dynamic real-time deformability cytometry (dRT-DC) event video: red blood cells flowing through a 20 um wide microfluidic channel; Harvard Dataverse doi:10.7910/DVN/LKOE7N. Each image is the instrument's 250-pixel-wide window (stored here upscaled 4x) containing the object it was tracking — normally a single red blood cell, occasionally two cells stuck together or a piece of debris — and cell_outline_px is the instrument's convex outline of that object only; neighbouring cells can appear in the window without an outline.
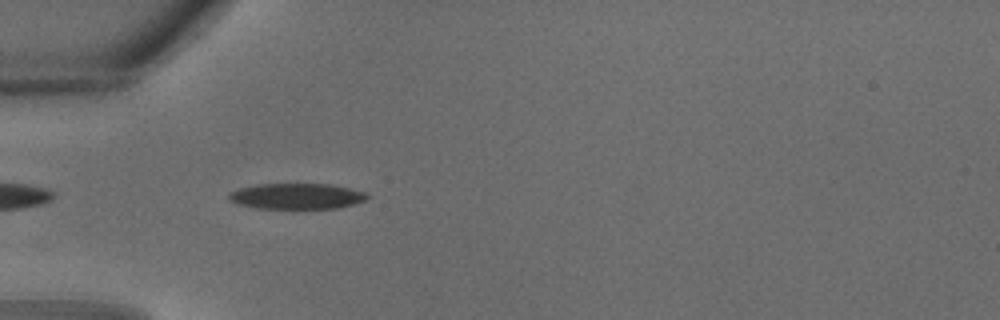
{"species": "common noctule bat (a hibernating species)", "species_latin": "Nyctalus noctula", "temperature_condition": "warm", "stored_images_in_passage": 23, "camera_frame_rate_fps": 3000, "um_per_image_px": 0.085, "animal": {"sex": "male", "body_mass_g": 18.8}, "frame": {"image": 1, "passage_image": 1, "time_ms": 0.0, "image_size_px": [1000, 320], "cell_outline_px": [[368, 200], [336, 208], [292, 212], [256, 208], [240, 204], [228, 200], [228, 192], [240, 188], [256, 184], [332, 184], [364, 192], [368, 196]], "centroid_in_image_um": [25.18, 16.73], "position_along_channel_um": 59.8, "area_um2": 21.79}}
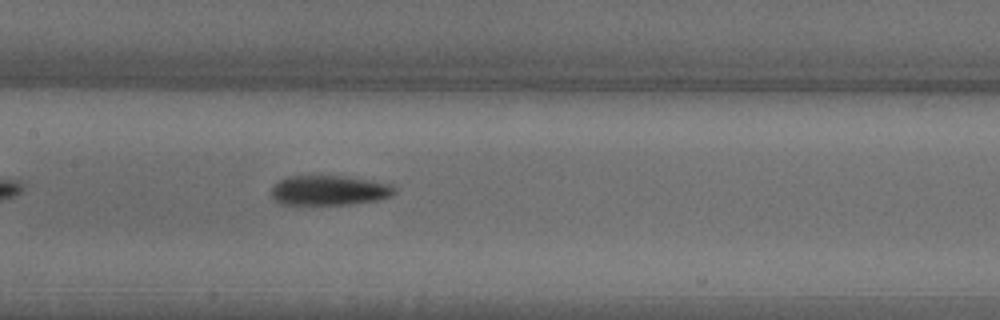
{"frame": {"image": 2, "passage_image": 7, "time_ms": 2.0, "image_size_px": [1000, 320], "cell_outline_px": [[396, 192], [392, 196], [380, 200], [352, 204], [280, 204], [272, 196], [272, 188], [280, 180], [288, 176], [344, 176], [392, 184], [396, 188]], "centroid_in_image_um": [28.04, 16.18], "position_along_channel_um": 179.4, "area_um2": 21.39}}
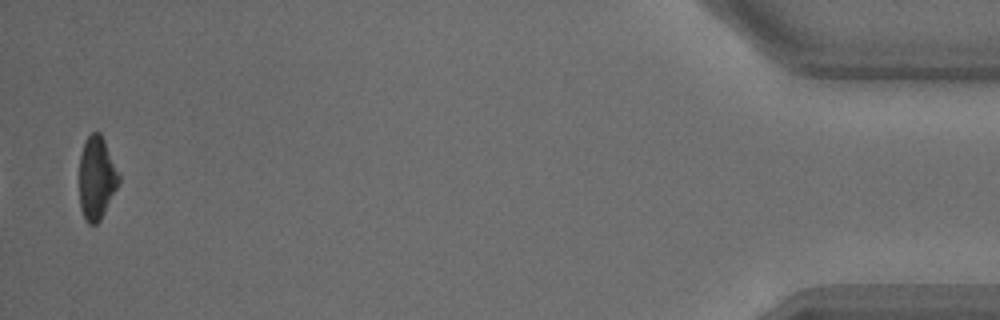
{"frame": {"image": 3, "passage_image": 23, "time_ms": 7.333, "image_size_px": [1000, 320], "cell_outline_px": [[120, 184], [100, 220], [96, 224], [88, 224], [84, 220], [80, 208], [80, 156], [84, 140], [92, 132], [100, 132], [104, 140], [120, 176]], "centroid_in_image_um": [8.21, 15.15], "position_along_channel_um": 427.0, "area_um2": 19.19}}